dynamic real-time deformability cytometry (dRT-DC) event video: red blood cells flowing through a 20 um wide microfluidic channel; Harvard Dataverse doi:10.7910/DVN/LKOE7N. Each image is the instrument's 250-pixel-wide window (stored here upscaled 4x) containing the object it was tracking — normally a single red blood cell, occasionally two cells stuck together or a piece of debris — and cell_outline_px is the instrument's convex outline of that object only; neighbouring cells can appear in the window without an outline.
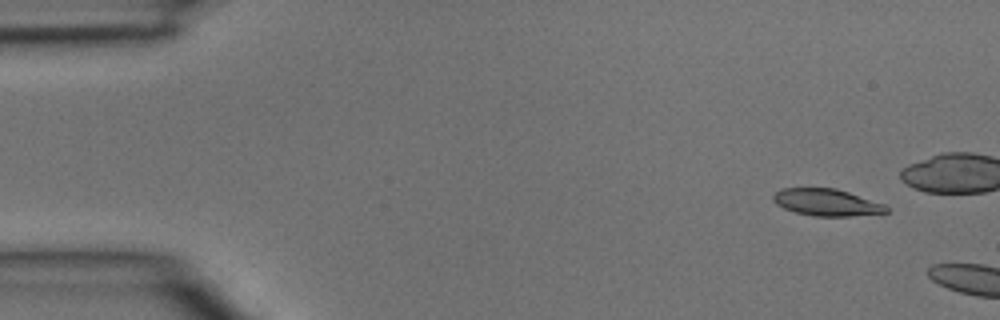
{"species": "common noctule bat (a hibernating species)", "species_latin": "Nyctalus noctula", "temperature_condition": "room temperature", "stored_images_in_passage": 4, "camera_frame_rate_fps": 3000, "um_per_image_px": 0.085, "animal": {"sex": "male", "body_mass_g": 15.6}, "frame": {"image": 1, "passage_image": 1, "time_ms": 0.0, "image_size_px": [1000, 320], "cell_outline_px": [[888, 212], [848, 216], [812, 216], [796, 212], [784, 208], [776, 204], [772, 200], [772, 196], [780, 188], [836, 188], [884, 204], [888, 208]], "centroid_in_image_um": [70.22, 17.2], "position_along_channel_um": 14.8, "area_um2": 17.63}}